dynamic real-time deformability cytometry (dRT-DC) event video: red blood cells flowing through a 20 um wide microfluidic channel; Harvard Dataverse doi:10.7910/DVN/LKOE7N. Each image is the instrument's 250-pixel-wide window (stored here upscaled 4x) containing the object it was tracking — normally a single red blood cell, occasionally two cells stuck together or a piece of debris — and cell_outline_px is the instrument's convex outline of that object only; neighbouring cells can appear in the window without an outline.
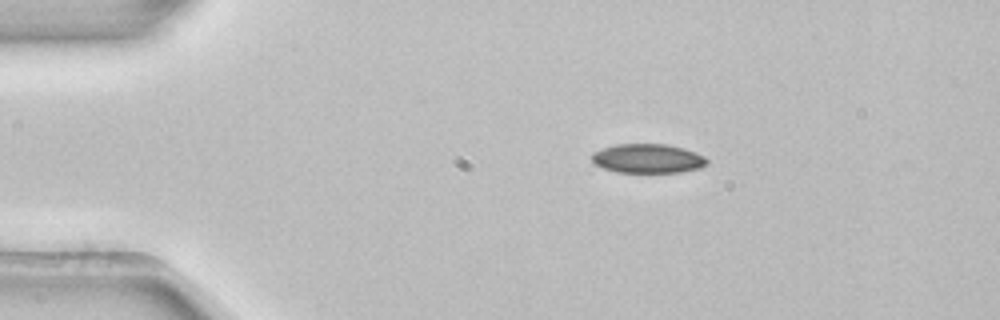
{"species": "common noctule bat (a hibernating species)", "species_latin": "Nyctalus noctula", "temperature_condition": "room temperature", "stored_images_in_passage": 3, "camera_frame_rate_fps": 3000, "um_per_image_px": 0.085, "animal": {"sex": "female", "body_mass_g": 22.7, "forearm_length_mm": 54.2}, "frame": {"image": 1, "passage_image": 1, "time_ms": 0.0, "image_size_px": [1000, 320], "cell_outline_px": [[708, 164], [700, 168], [680, 172], [616, 172], [604, 168], [596, 164], [592, 160], [592, 152], [600, 148], [616, 144], [664, 144], [684, 148], [696, 152], [704, 156], [708, 160]], "centroid_in_image_um": [55.07, 13.46], "position_along_channel_um": 29.9, "area_um2": 19.65}}
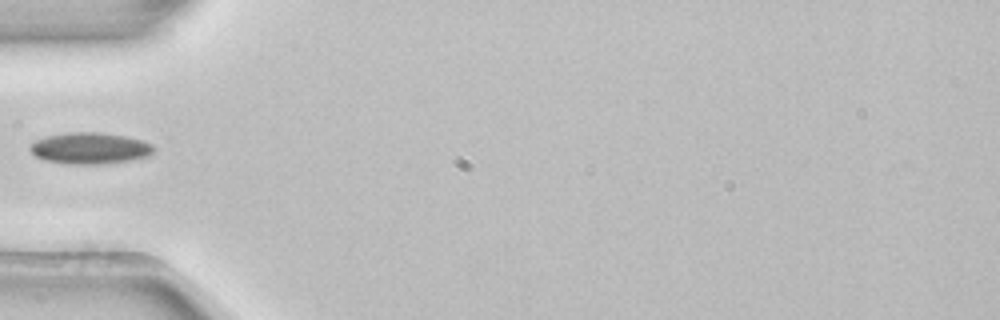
{"frame": {"image": 2, "passage_image": 3, "time_ms": 0.667, "image_size_px": [1000, 320], "cell_outline_px": [[156, 148], [148, 156], [128, 160], [100, 164], [72, 164], [44, 160], [36, 156], [28, 148], [36, 140], [48, 136], [68, 132], [96, 132], [124, 136], [144, 140], [152, 144]], "centroid_in_image_um": [7.66, 12.59], "position_along_channel_um": 77.3, "area_um2": 22.43}}